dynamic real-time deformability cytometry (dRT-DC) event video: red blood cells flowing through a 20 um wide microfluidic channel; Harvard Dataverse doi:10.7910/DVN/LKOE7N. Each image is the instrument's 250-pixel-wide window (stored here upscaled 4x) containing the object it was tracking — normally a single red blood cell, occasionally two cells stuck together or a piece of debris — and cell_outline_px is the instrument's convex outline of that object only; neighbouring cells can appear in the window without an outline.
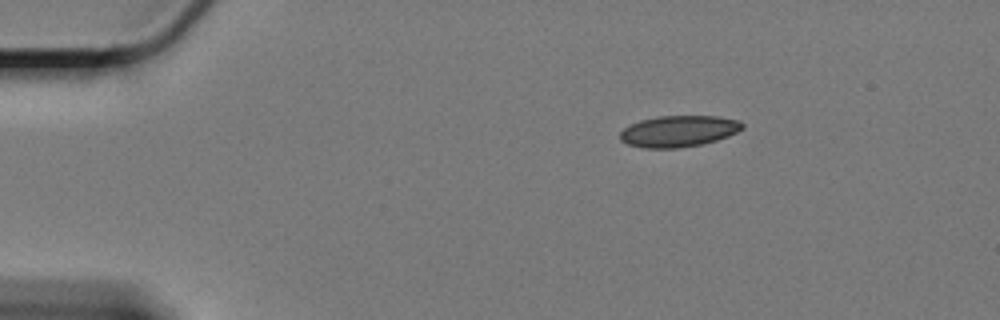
{"species": "Egyptian fruit bat (a non-hibernating species)", "species_latin": "Rousettus aegyptiacus", "temperature_condition": "cold", "stored_images_in_passage": 52, "camera_frame_rate_fps": 3000, "um_per_image_px": 0.085, "animal": {"sex": "female"}, "frame": {"image": 1, "passage_image": 1, "time_ms": 0.0, "image_size_px": [1000, 320], "cell_outline_px": [[744, 128], [728, 136], [716, 140], [700, 144], [676, 148], [644, 148], [628, 144], [620, 140], [620, 132], [624, 128], [640, 120], [656, 116], [716, 116], [740, 120], [744, 124]], "centroid_in_image_um": [57.69, 11.14], "position_along_channel_um": 27.3, "area_um2": 22.25}}
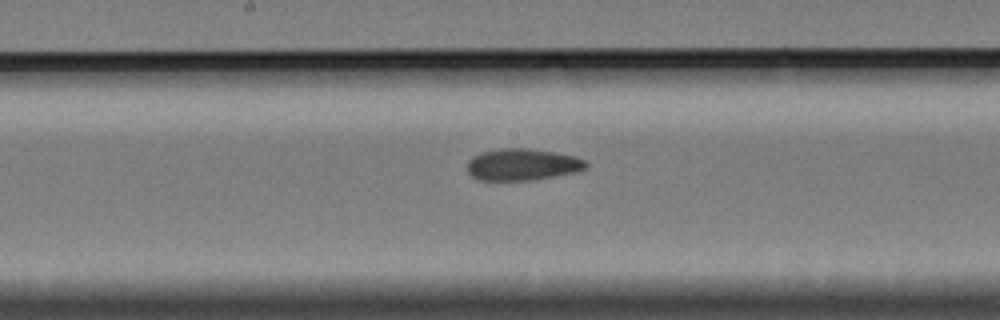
{"frame": {"image": 2, "passage_image": 23, "time_ms": 7.333, "image_size_px": [1000, 320], "cell_outline_px": [[588, 168], [572, 172], [532, 180], [476, 180], [468, 172], [468, 160], [472, 156], [480, 152], [500, 148], [528, 148], [556, 152], [576, 156], [584, 160], [588, 164]], "centroid_in_image_um": [44.37, 13.97], "position_along_channel_um": 203.8, "area_um2": 22.02}}
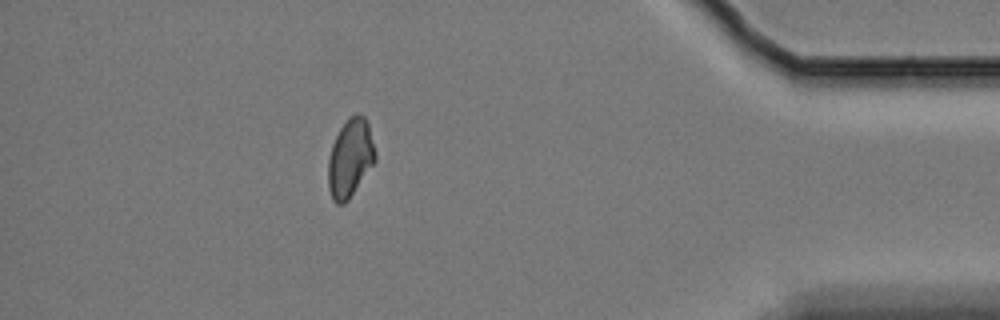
{"frame": {"image": 3, "passage_image": 45, "time_ms": 14.667, "image_size_px": [1000, 320], "cell_outline_px": [[376, 160], [348, 200], [344, 204], [336, 204], [332, 200], [328, 188], [328, 160], [332, 144], [340, 128], [348, 116], [356, 112], [364, 116], [368, 120], [376, 152]], "centroid_in_image_um": [29.77, 13.41], "position_along_channel_um": 405.4, "area_um2": 21.73}, "authors_computed_cell_mechanics": {"area_um2": 22.1374, "velocity_mm_per_s": 3.3003, "shape_relaxation_time_tau1_ms": null, "shape_relaxation_time_tau2_ms": 4.7801, "deformation_change_tau1": null, "deformation_change_tau2": 0.0908}}